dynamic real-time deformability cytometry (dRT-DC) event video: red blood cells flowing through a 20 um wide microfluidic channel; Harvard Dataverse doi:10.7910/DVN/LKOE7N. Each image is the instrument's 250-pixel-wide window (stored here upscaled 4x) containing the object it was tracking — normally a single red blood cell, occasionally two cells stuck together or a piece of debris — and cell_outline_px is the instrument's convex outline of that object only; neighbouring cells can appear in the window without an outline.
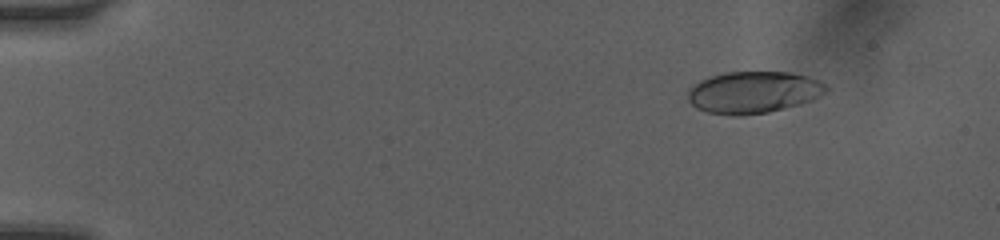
{"species": "human", "species_latin": "Homo sapiens", "temperature_condition": "room temperature", "stored_images_in_passage": 11, "camera_frame_rate_fps": 3000, "um_per_image_px": 0.085, "donor": {"sex": "female"}, "frame": {"image": 1, "passage_image": 3, "time_ms": 2.0, "image_size_px": [1000, 240], "cell_outline_px": [[828, 88], [824, 92], [808, 100], [784, 108], [768, 112], [740, 116], [732, 116], [708, 112], [696, 108], [688, 100], [688, 88], [692, 84], [700, 80], [724, 72], [792, 72], [808, 76], [820, 80]], "centroid_in_image_um": [63.98, 7.83], "position_along_channel_um": 21.0, "area_um2": 33.58}}
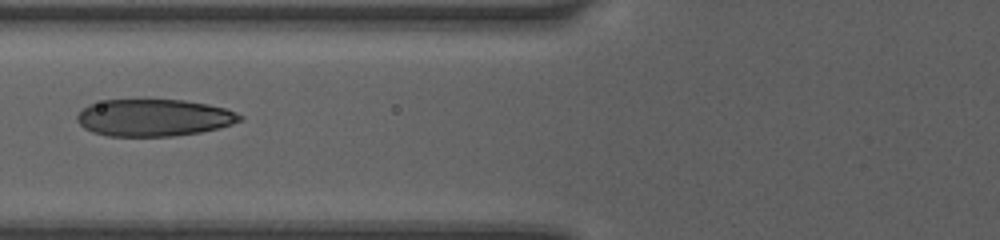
{"frame": {"image": 2, "passage_image": 8, "time_ms": 7.0, "image_size_px": [1000, 240], "cell_outline_px": [[244, 116], [240, 120], [232, 124], [200, 132], [172, 136], [108, 136], [92, 132], [84, 128], [76, 120], [76, 116], [88, 104], [104, 100], [184, 100], [208, 104], [224, 108], [236, 112]], "centroid_in_image_um": [13.05, 10.0], "position_along_channel_um": 112.7, "area_um2": 35.03}}
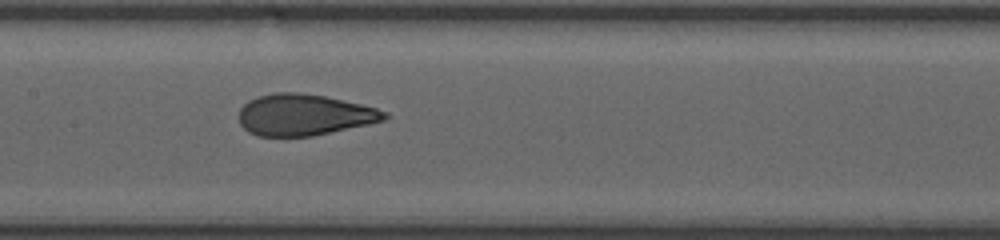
{"frame": {"image": 3, "passage_image": 10, "time_ms": 8.667, "image_size_px": [1000, 240], "cell_outline_px": [[392, 116], [388, 120], [312, 136], [256, 136], [248, 132], [240, 124], [236, 116], [240, 108], [248, 100], [260, 96], [276, 92], [296, 92], [324, 96], [360, 104], [376, 108], [388, 112]], "centroid_in_image_um": [25.85, 9.77], "position_along_channel_um": 181.6, "area_um2": 35.32}}